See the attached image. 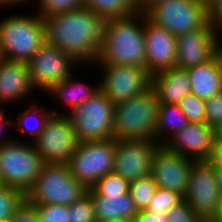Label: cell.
<instances>
[{
	"instance_id": "cell-45",
	"label": "cell",
	"mask_w": 222,
	"mask_h": 222,
	"mask_svg": "<svg viewBox=\"0 0 222 222\" xmlns=\"http://www.w3.org/2000/svg\"><path fill=\"white\" fill-rule=\"evenodd\" d=\"M24 1L25 3L26 2L28 3L29 0H0V7L3 5H4L3 7H7V6L10 7L11 5H17L18 3L20 5L21 3H24Z\"/></svg>"
},
{
	"instance_id": "cell-50",
	"label": "cell",
	"mask_w": 222,
	"mask_h": 222,
	"mask_svg": "<svg viewBox=\"0 0 222 222\" xmlns=\"http://www.w3.org/2000/svg\"><path fill=\"white\" fill-rule=\"evenodd\" d=\"M204 222H218L217 220H205Z\"/></svg>"
},
{
	"instance_id": "cell-24",
	"label": "cell",
	"mask_w": 222,
	"mask_h": 222,
	"mask_svg": "<svg viewBox=\"0 0 222 222\" xmlns=\"http://www.w3.org/2000/svg\"><path fill=\"white\" fill-rule=\"evenodd\" d=\"M188 123V119L177 104H160L156 126V141L164 145Z\"/></svg>"
},
{
	"instance_id": "cell-44",
	"label": "cell",
	"mask_w": 222,
	"mask_h": 222,
	"mask_svg": "<svg viewBox=\"0 0 222 222\" xmlns=\"http://www.w3.org/2000/svg\"><path fill=\"white\" fill-rule=\"evenodd\" d=\"M216 181L222 199V167H216Z\"/></svg>"
},
{
	"instance_id": "cell-33",
	"label": "cell",
	"mask_w": 222,
	"mask_h": 222,
	"mask_svg": "<svg viewBox=\"0 0 222 222\" xmlns=\"http://www.w3.org/2000/svg\"><path fill=\"white\" fill-rule=\"evenodd\" d=\"M39 212L40 222H69V206L60 204H33Z\"/></svg>"
},
{
	"instance_id": "cell-20",
	"label": "cell",
	"mask_w": 222,
	"mask_h": 222,
	"mask_svg": "<svg viewBox=\"0 0 222 222\" xmlns=\"http://www.w3.org/2000/svg\"><path fill=\"white\" fill-rule=\"evenodd\" d=\"M151 87L160 104H178L191 93L189 73L178 67L162 70L151 76Z\"/></svg>"
},
{
	"instance_id": "cell-13",
	"label": "cell",
	"mask_w": 222,
	"mask_h": 222,
	"mask_svg": "<svg viewBox=\"0 0 222 222\" xmlns=\"http://www.w3.org/2000/svg\"><path fill=\"white\" fill-rule=\"evenodd\" d=\"M104 70L100 90L117 104L142 94L151 87V74L146 68L132 65L100 64Z\"/></svg>"
},
{
	"instance_id": "cell-42",
	"label": "cell",
	"mask_w": 222,
	"mask_h": 222,
	"mask_svg": "<svg viewBox=\"0 0 222 222\" xmlns=\"http://www.w3.org/2000/svg\"><path fill=\"white\" fill-rule=\"evenodd\" d=\"M2 107H0V134L3 131V129L6 127V125H12V121L6 119L5 114H4V109L2 111L1 109ZM12 139L8 140L7 138L3 139L0 137V146H2L3 144L9 143Z\"/></svg>"
},
{
	"instance_id": "cell-28",
	"label": "cell",
	"mask_w": 222,
	"mask_h": 222,
	"mask_svg": "<svg viewBox=\"0 0 222 222\" xmlns=\"http://www.w3.org/2000/svg\"><path fill=\"white\" fill-rule=\"evenodd\" d=\"M157 188L151 175L130 182L129 192L138 210H145L149 206Z\"/></svg>"
},
{
	"instance_id": "cell-5",
	"label": "cell",
	"mask_w": 222,
	"mask_h": 222,
	"mask_svg": "<svg viewBox=\"0 0 222 222\" xmlns=\"http://www.w3.org/2000/svg\"><path fill=\"white\" fill-rule=\"evenodd\" d=\"M87 191L88 189L71 174L68 164L44 163L26 197L31 204L69 206Z\"/></svg>"
},
{
	"instance_id": "cell-14",
	"label": "cell",
	"mask_w": 222,
	"mask_h": 222,
	"mask_svg": "<svg viewBox=\"0 0 222 222\" xmlns=\"http://www.w3.org/2000/svg\"><path fill=\"white\" fill-rule=\"evenodd\" d=\"M160 146L154 140L115 139L113 172L129 182L151 175L153 158Z\"/></svg>"
},
{
	"instance_id": "cell-40",
	"label": "cell",
	"mask_w": 222,
	"mask_h": 222,
	"mask_svg": "<svg viewBox=\"0 0 222 222\" xmlns=\"http://www.w3.org/2000/svg\"><path fill=\"white\" fill-rule=\"evenodd\" d=\"M215 167H222V140L214 139L213 150L208 160Z\"/></svg>"
},
{
	"instance_id": "cell-23",
	"label": "cell",
	"mask_w": 222,
	"mask_h": 222,
	"mask_svg": "<svg viewBox=\"0 0 222 222\" xmlns=\"http://www.w3.org/2000/svg\"><path fill=\"white\" fill-rule=\"evenodd\" d=\"M94 86H87L77 80L73 81L71 75L67 80L54 84L47 92L54 97L55 101L60 100L59 102H63L62 104L69 107L71 111L100 91V84Z\"/></svg>"
},
{
	"instance_id": "cell-26",
	"label": "cell",
	"mask_w": 222,
	"mask_h": 222,
	"mask_svg": "<svg viewBox=\"0 0 222 222\" xmlns=\"http://www.w3.org/2000/svg\"><path fill=\"white\" fill-rule=\"evenodd\" d=\"M28 108L29 109H25V112L19 115L18 121H16V123L15 121L12 122V127L13 126L14 128L18 127L17 129L19 131L26 132L27 134H30V136H33L32 137L33 141L42 133L47 121L50 119L52 114H63L61 112L58 113V111L56 112L54 110H51V112L50 111L48 112L45 109L33 103H31V105H29ZM32 118H34L33 121L37 119L36 121H34L36 123L34 124L32 123L33 125H31L30 123Z\"/></svg>"
},
{
	"instance_id": "cell-46",
	"label": "cell",
	"mask_w": 222,
	"mask_h": 222,
	"mask_svg": "<svg viewBox=\"0 0 222 222\" xmlns=\"http://www.w3.org/2000/svg\"><path fill=\"white\" fill-rule=\"evenodd\" d=\"M215 139H221L222 140V125H220L217 129H215Z\"/></svg>"
},
{
	"instance_id": "cell-27",
	"label": "cell",
	"mask_w": 222,
	"mask_h": 222,
	"mask_svg": "<svg viewBox=\"0 0 222 222\" xmlns=\"http://www.w3.org/2000/svg\"><path fill=\"white\" fill-rule=\"evenodd\" d=\"M26 200V193L22 190L2 185L0 187V221H10Z\"/></svg>"
},
{
	"instance_id": "cell-48",
	"label": "cell",
	"mask_w": 222,
	"mask_h": 222,
	"mask_svg": "<svg viewBox=\"0 0 222 222\" xmlns=\"http://www.w3.org/2000/svg\"><path fill=\"white\" fill-rule=\"evenodd\" d=\"M218 222H222V210L220 211V214L218 218L216 219Z\"/></svg>"
},
{
	"instance_id": "cell-35",
	"label": "cell",
	"mask_w": 222,
	"mask_h": 222,
	"mask_svg": "<svg viewBox=\"0 0 222 222\" xmlns=\"http://www.w3.org/2000/svg\"><path fill=\"white\" fill-rule=\"evenodd\" d=\"M205 220L197 215L185 199L179 202L167 212V222H204Z\"/></svg>"
},
{
	"instance_id": "cell-22",
	"label": "cell",
	"mask_w": 222,
	"mask_h": 222,
	"mask_svg": "<svg viewBox=\"0 0 222 222\" xmlns=\"http://www.w3.org/2000/svg\"><path fill=\"white\" fill-rule=\"evenodd\" d=\"M191 93L203 100H209L222 92V71L216 57L187 69Z\"/></svg>"
},
{
	"instance_id": "cell-32",
	"label": "cell",
	"mask_w": 222,
	"mask_h": 222,
	"mask_svg": "<svg viewBox=\"0 0 222 222\" xmlns=\"http://www.w3.org/2000/svg\"><path fill=\"white\" fill-rule=\"evenodd\" d=\"M69 217V222H98L94 202L88 192L69 205Z\"/></svg>"
},
{
	"instance_id": "cell-43",
	"label": "cell",
	"mask_w": 222,
	"mask_h": 222,
	"mask_svg": "<svg viewBox=\"0 0 222 222\" xmlns=\"http://www.w3.org/2000/svg\"><path fill=\"white\" fill-rule=\"evenodd\" d=\"M220 39L221 38L219 37L215 45V57L219 64L220 70L222 71V43L220 42Z\"/></svg>"
},
{
	"instance_id": "cell-49",
	"label": "cell",
	"mask_w": 222,
	"mask_h": 222,
	"mask_svg": "<svg viewBox=\"0 0 222 222\" xmlns=\"http://www.w3.org/2000/svg\"><path fill=\"white\" fill-rule=\"evenodd\" d=\"M204 3H206L207 5H209L213 0H202Z\"/></svg>"
},
{
	"instance_id": "cell-15",
	"label": "cell",
	"mask_w": 222,
	"mask_h": 222,
	"mask_svg": "<svg viewBox=\"0 0 222 222\" xmlns=\"http://www.w3.org/2000/svg\"><path fill=\"white\" fill-rule=\"evenodd\" d=\"M194 161L161 145L153 158L151 176L158 188L172 190L185 197Z\"/></svg>"
},
{
	"instance_id": "cell-19",
	"label": "cell",
	"mask_w": 222,
	"mask_h": 222,
	"mask_svg": "<svg viewBox=\"0 0 222 222\" xmlns=\"http://www.w3.org/2000/svg\"><path fill=\"white\" fill-rule=\"evenodd\" d=\"M33 88L27 62L0 57V104L20 101Z\"/></svg>"
},
{
	"instance_id": "cell-25",
	"label": "cell",
	"mask_w": 222,
	"mask_h": 222,
	"mask_svg": "<svg viewBox=\"0 0 222 222\" xmlns=\"http://www.w3.org/2000/svg\"><path fill=\"white\" fill-rule=\"evenodd\" d=\"M83 5L104 20L137 13L135 0H83Z\"/></svg>"
},
{
	"instance_id": "cell-3",
	"label": "cell",
	"mask_w": 222,
	"mask_h": 222,
	"mask_svg": "<svg viewBox=\"0 0 222 222\" xmlns=\"http://www.w3.org/2000/svg\"><path fill=\"white\" fill-rule=\"evenodd\" d=\"M159 106L152 87L142 94L115 104L113 139L156 141Z\"/></svg>"
},
{
	"instance_id": "cell-39",
	"label": "cell",
	"mask_w": 222,
	"mask_h": 222,
	"mask_svg": "<svg viewBox=\"0 0 222 222\" xmlns=\"http://www.w3.org/2000/svg\"><path fill=\"white\" fill-rule=\"evenodd\" d=\"M135 222H167V214H151L146 210H139L134 217Z\"/></svg>"
},
{
	"instance_id": "cell-38",
	"label": "cell",
	"mask_w": 222,
	"mask_h": 222,
	"mask_svg": "<svg viewBox=\"0 0 222 222\" xmlns=\"http://www.w3.org/2000/svg\"><path fill=\"white\" fill-rule=\"evenodd\" d=\"M208 11L209 23L217 32H222V0H213L208 5Z\"/></svg>"
},
{
	"instance_id": "cell-34",
	"label": "cell",
	"mask_w": 222,
	"mask_h": 222,
	"mask_svg": "<svg viewBox=\"0 0 222 222\" xmlns=\"http://www.w3.org/2000/svg\"><path fill=\"white\" fill-rule=\"evenodd\" d=\"M83 6V0H39V12L41 17L51 14L72 11Z\"/></svg>"
},
{
	"instance_id": "cell-16",
	"label": "cell",
	"mask_w": 222,
	"mask_h": 222,
	"mask_svg": "<svg viewBox=\"0 0 222 222\" xmlns=\"http://www.w3.org/2000/svg\"><path fill=\"white\" fill-rule=\"evenodd\" d=\"M146 47V69L154 75L165 69L176 67L177 37L164 27L150 21L144 13Z\"/></svg>"
},
{
	"instance_id": "cell-2",
	"label": "cell",
	"mask_w": 222,
	"mask_h": 222,
	"mask_svg": "<svg viewBox=\"0 0 222 222\" xmlns=\"http://www.w3.org/2000/svg\"><path fill=\"white\" fill-rule=\"evenodd\" d=\"M144 13L105 20L96 64L132 65L146 68Z\"/></svg>"
},
{
	"instance_id": "cell-41",
	"label": "cell",
	"mask_w": 222,
	"mask_h": 222,
	"mask_svg": "<svg viewBox=\"0 0 222 222\" xmlns=\"http://www.w3.org/2000/svg\"><path fill=\"white\" fill-rule=\"evenodd\" d=\"M164 0H135L137 12L145 13L148 9H150L154 4L161 2Z\"/></svg>"
},
{
	"instance_id": "cell-36",
	"label": "cell",
	"mask_w": 222,
	"mask_h": 222,
	"mask_svg": "<svg viewBox=\"0 0 222 222\" xmlns=\"http://www.w3.org/2000/svg\"><path fill=\"white\" fill-rule=\"evenodd\" d=\"M206 124L214 129L222 125V92L206 100Z\"/></svg>"
},
{
	"instance_id": "cell-9",
	"label": "cell",
	"mask_w": 222,
	"mask_h": 222,
	"mask_svg": "<svg viewBox=\"0 0 222 222\" xmlns=\"http://www.w3.org/2000/svg\"><path fill=\"white\" fill-rule=\"evenodd\" d=\"M115 161V139L82 141L71 156V174L87 189L112 173Z\"/></svg>"
},
{
	"instance_id": "cell-8",
	"label": "cell",
	"mask_w": 222,
	"mask_h": 222,
	"mask_svg": "<svg viewBox=\"0 0 222 222\" xmlns=\"http://www.w3.org/2000/svg\"><path fill=\"white\" fill-rule=\"evenodd\" d=\"M114 108L100 90L70 113L67 111L78 142L113 139Z\"/></svg>"
},
{
	"instance_id": "cell-47",
	"label": "cell",
	"mask_w": 222,
	"mask_h": 222,
	"mask_svg": "<svg viewBox=\"0 0 222 222\" xmlns=\"http://www.w3.org/2000/svg\"><path fill=\"white\" fill-rule=\"evenodd\" d=\"M110 222H135L134 218H119Z\"/></svg>"
},
{
	"instance_id": "cell-11",
	"label": "cell",
	"mask_w": 222,
	"mask_h": 222,
	"mask_svg": "<svg viewBox=\"0 0 222 222\" xmlns=\"http://www.w3.org/2000/svg\"><path fill=\"white\" fill-rule=\"evenodd\" d=\"M44 163L68 164L78 140L66 114H52L42 133L32 141Z\"/></svg>"
},
{
	"instance_id": "cell-29",
	"label": "cell",
	"mask_w": 222,
	"mask_h": 222,
	"mask_svg": "<svg viewBox=\"0 0 222 222\" xmlns=\"http://www.w3.org/2000/svg\"><path fill=\"white\" fill-rule=\"evenodd\" d=\"M91 188L99 195H122L129 192L130 182L112 172L99 179Z\"/></svg>"
},
{
	"instance_id": "cell-10",
	"label": "cell",
	"mask_w": 222,
	"mask_h": 222,
	"mask_svg": "<svg viewBox=\"0 0 222 222\" xmlns=\"http://www.w3.org/2000/svg\"><path fill=\"white\" fill-rule=\"evenodd\" d=\"M184 199L204 220L218 218L222 199L216 181V167L208 160L194 161Z\"/></svg>"
},
{
	"instance_id": "cell-7",
	"label": "cell",
	"mask_w": 222,
	"mask_h": 222,
	"mask_svg": "<svg viewBox=\"0 0 222 222\" xmlns=\"http://www.w3.org/2000/svg\"><path fill=\"white\" fill-rule=\"evenodd\" d=\"M145 14L176 37L203 29L209 23L208 5L202 0H164L154 4Z\"/></svg>"
},
{
	"instance_id": "cell-21",
	"label": "cell",
	"mask_w": 222,
	"mask_h": 222,
	"mask_svg": "<svg viewBox=\"0 0 222 222\" xmlns=\"http://www.w3.org/2000/svg\"><path fill=\"white\" fill-rule=\"evenodd\" d=\"M94 202L98 222H110L119 218H134L138 214L130 192L122 195H99L92 188L87 191Z\"/></svg>"
},
{
	"instance_id": "cell-12",
	"label": "cell",
	"mask_w": 222,
	"mask_h": 222,
	"mask_svg": "<svg viewBox=\"0 0 222 222\" xmlns=\"http://www.w3.org/2000/svg\"><path fill=\"white\" fill-rule=\"evenodd\" d=\"M75 63L80 62L46 41L27 62L33 87L47 93L54 84L73 75L71 65Z\"/></svg>"
},
{
	"instance_id": "cell-6",
	"label": "cell",
	"mask_w": 222,
	"mask_h": 222,
	"mask_svg": "<svg viewBox=\"0 0 222 222\" xmlns=\"http://www.w3.org/2000/svg\"><path fill=\"white\" fill-rule=\"evenodd\" d=\"M43 164L33 143H20L13 138L0 146V182L4 186L20 189L27 194Z\"/></svg>"
},
{
	"instance_id": "cell-4",
	"label": "cell",
	"mask_w": 222,
	"mask_h": 222,
	"mask_svg": "<svg viewBox=\"0 0 222 222\" xmlns=\"http://www.w3.org/2000/svg\"><path fill=\"white\" fill-rule=\"evenodd\" d=\"M0 22V57L28 62L46 42L43 17L12 15Z\"/></svg>"
},
{
	"instance_id": "cell-37",
	"label": "cell",
	"mask_w": 222,
	"mask_h": 222,
	"mask_svg": "<svg viewBox=\"0 0 222 222\" xmlns=\"http://www.w3.org/2000/svg\"><path fill=\"white\" fill-rule=\"evenodd\" d=\"M9 222H40L39 212L26 200Z\"/></svg>"
},
{
	"instance_id": "cell-18",
	"label": "cell",
	"mask_w": 222,
	"mask_h": 222,
	"mask_svg": "<svg viewBox=\"0 0 222 222\" xmlns=\"http://www.w3.org/2000/svg\"><path fill=\"white\" fill-rule=\"evenodd\" d=\"M215 136V129L206 123L189 122L164 145L170 151L192 160H209Z\"/></svg>"
},
{
	"instance_id": "cell-30",
	"label": "cell",
	"mask_w": 222,
	"mask_h": 222,
	"mask_svg": "<svg viewBox=\"0 0 222 222\" xmlns=\"http://www.w3.org/2000/svg\"><path fill=\"white\" fill-rule=\"evenodd\" d=\"M183 199L184 197L178 192L157 188L154 197L145 210L151 214H167L170 208L177 205Z\"/></svg>"
},
{
	"instance_id": "cell-31",
	"label": "cell",
	"mask_w": 222,
	"mask_h": 222,
	"mask_svg": "<svg viewBox=\"0 0 222 222\" xmlns=\"http://www.w3.org/2000/svg\"><path fill=\"white\" fill-rule=\"evenodd\" d=\"M190 123H206V101L189 93L178 104Z\"/></svg>"
},
{
	"instance_id": "cell-17",
	"label": "cell",
	"mask_w": 222,
	"mask_h": 222,
	"mask_svg": "<svg viewBox=\"0 0 222 222\" xmlns=\"http://www.w3.org/2000/svg\"><path fill=\"white\" fill-rule=\"evenodd\" d=\"M219 33L208 23L203 29L177 36L176 67L188 69L211 60Z\"/></svg>"
},
{
	"instance_id": "cell-1",
	"label": "cell",
	"mask_w": 222,
	"mask_h": 222,
	"mask_svg": "<svg viewBox=\"0 0 222 222\" xmlns=\"http://www.w3.org/2000/svg\"><path fill=\"white\" fill-rule=\"evenodd\" d=\"M46 41L70 56L81 66L93 65L102 45L105 20L84 5L72 11L43 17Z\"/></svg>"
}]
</instances>
